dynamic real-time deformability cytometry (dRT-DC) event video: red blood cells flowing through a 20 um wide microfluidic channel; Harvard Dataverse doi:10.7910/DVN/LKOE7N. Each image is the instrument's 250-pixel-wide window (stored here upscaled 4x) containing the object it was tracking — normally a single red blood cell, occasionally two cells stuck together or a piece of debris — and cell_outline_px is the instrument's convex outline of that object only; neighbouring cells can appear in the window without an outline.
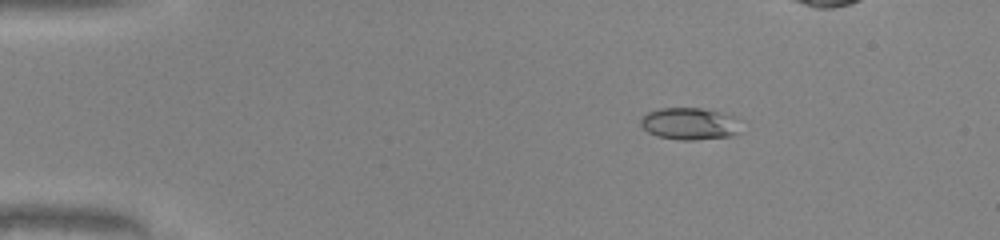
{"species": "common noctule bat (a hibernating species)", "species_latin": "Nyctalus noctula", "temperature_condition": "warm", "stored_images_in_passage": 42, "camera_frame_rate_fps": 3000, "um_per_image_px": 0.085, "animal": {"sex": "male", "body_mass_g": 20.0, "forearm_length_mm": 53.3}, "frame": {"image": 1, "passage_image": 9, "time_ms": 2.667, "image_size_px": [1000, 240], "cell_outline_px": [[740, 132], [732, 136], [696, 140], [680, 140], [656, 136], [648, 132], [640, 124], [640, 116], [648, 112], [660, 108], [700, 108], [736, 116]], "centroid_in_image_um": [58.6, 10.52], "position_along_channel_um": 26.4, "area_um2": 18.84}}
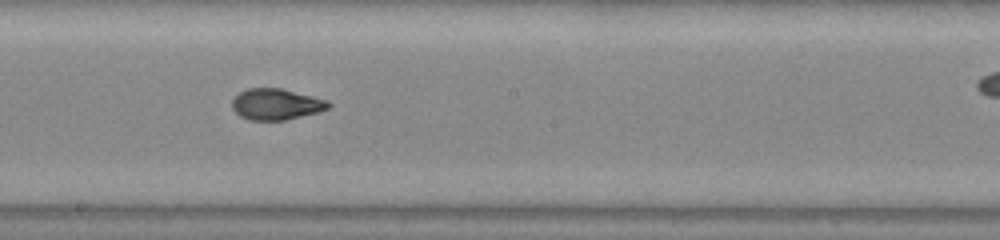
{"frame": {"image": 2, "passage_image": 29, "time_ms": 9.333, "image_size_px": [1000, 240], "cell_outline_px": [[332, 104], [328, 108], [320, 112], [284, 120], [248, 120], [240, 116], [232, 108], [232, 100], [240, 92], [248, 88], [280, 88], [328, 100]], "centroid_in_image_um": [23.48, 8.86], "position_along_channel_um": 224.7, "area_um2": 17.46}}
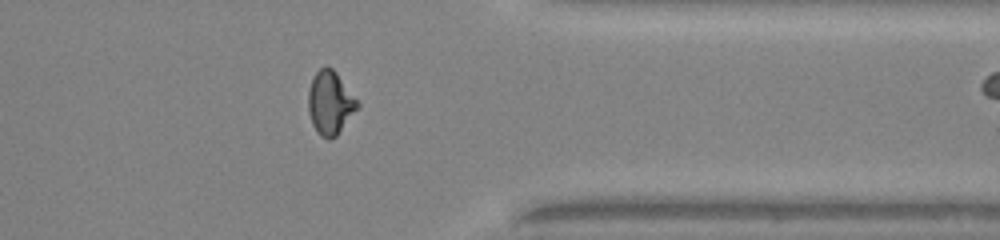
{"frame": {"image": 3, "passage_image": 41, "time_ms": 13.333, "image_size_px": [1000, 240], "cell_outline_px": [[360, 104], [336, 136], [328, 140], [320, 136], [316, 132], [312, 124], [308, 112], [308, 92], [312, 76], [320, 68], [332, 68], [336, 72]], "centroid_in_image_um": [28.03, 8.76], "position_along_channel_um": 383.4, "area_um2": 17.98}}